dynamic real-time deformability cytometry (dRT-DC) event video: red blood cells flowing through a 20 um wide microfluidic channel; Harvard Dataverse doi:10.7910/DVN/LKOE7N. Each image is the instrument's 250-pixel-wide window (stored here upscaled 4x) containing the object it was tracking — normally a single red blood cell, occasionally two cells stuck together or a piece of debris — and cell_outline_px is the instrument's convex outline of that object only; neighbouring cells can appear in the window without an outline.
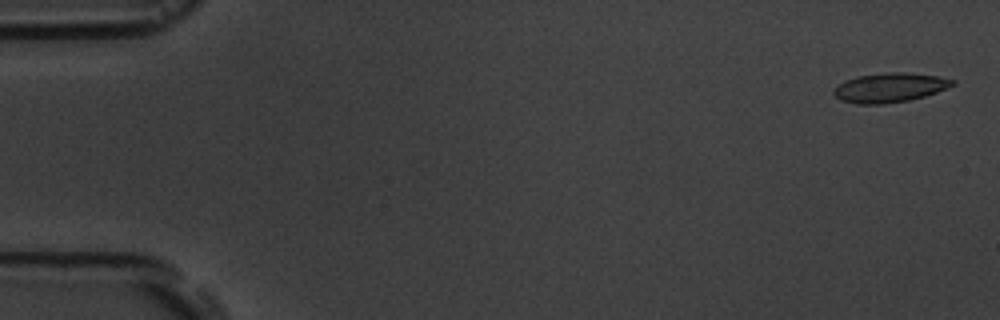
{"species": "common noctule bat (a hibernating species)", "species_latin": "Nyctalus noctula", "temperature_condition": "room temperature", "stored_images_in_passage": 6, "camera_frame_rate_fps": 3000, "um_per_image_px": 0.085, "animal": {"sex": "male", "body_mass_g": 19.5, "forearm_length_mm": 54.6}, "frame": {"image": 1, "passage_image": 1, "time_ms": 0.0, "image_size_px": [1000, 320], "cell_outline_px": [[956, 84], [936, 92], [924, 96], [908, 100], [884, 104], [856, 104], [840, 100], [832, 92], [844, 80], [856, 76], [888, 72], [904, 72], [940, 76], [956, 80]], "centroid_in_image_um": [75.64, 7.44], "position_along_channel_um": 9.4, "area_um2": 20.35}}
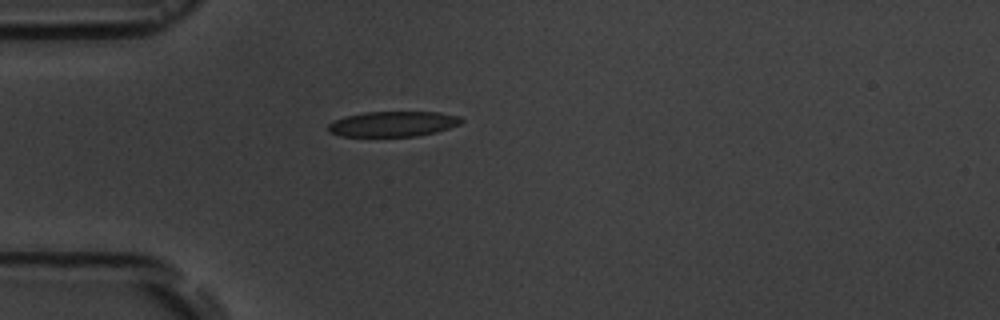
{"frame": {"image": 2, "passage_image": 5, "time_ms": 4.667, "image_size_px": [1000, 320], "cell_outline_px": [[464, 120], [460, 124], [436, 132], [416, 136], [340, 136], [328, 132], [328, 124], [344, 116], [364, 112], [440, 112], [460, 116]], "centroid_in_image_um": [33.41, 10.53], "position_along_channel_um": 51.6, "area_um2": 19.65}}